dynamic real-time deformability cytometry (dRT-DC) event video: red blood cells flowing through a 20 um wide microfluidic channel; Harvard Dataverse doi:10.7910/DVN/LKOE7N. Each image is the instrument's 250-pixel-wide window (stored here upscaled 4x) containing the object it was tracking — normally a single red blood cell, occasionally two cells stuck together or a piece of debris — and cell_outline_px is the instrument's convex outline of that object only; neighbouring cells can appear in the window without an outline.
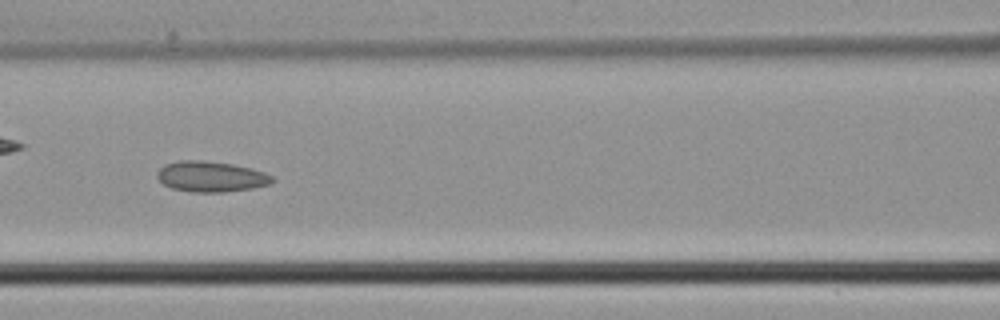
{"species": "common noctule bat (a hibernating species)", "species_latin": "Nyctalus noctula", "temperature_condition": "cold", "stored_images_in_passage": 47, "camera_frame_rate_fps": 3000, "um_per_image_px": 0.085, "animal": {"sex": "male", "body_mass_g": 21.5, "forearm_length_mm": 52.0}, "frame": {"image": 1, "passage_image": 21, "time_ms": 6.667, "image_size_px": [1000, 320], "cell_outline_px": [[276, 180], [268, 184], [252, 188], [224, 192], [192, 192], [172, 188], [164, 184], [156, 176], [156, 172], [164, 164], [180, 160], [204, 160], [232, 164], [264, 172], [272, 176]], "centroid_in_image_um": [17.9, 15.0], "position_along_channel_um": 148.7, "area_um2": 20.46}}